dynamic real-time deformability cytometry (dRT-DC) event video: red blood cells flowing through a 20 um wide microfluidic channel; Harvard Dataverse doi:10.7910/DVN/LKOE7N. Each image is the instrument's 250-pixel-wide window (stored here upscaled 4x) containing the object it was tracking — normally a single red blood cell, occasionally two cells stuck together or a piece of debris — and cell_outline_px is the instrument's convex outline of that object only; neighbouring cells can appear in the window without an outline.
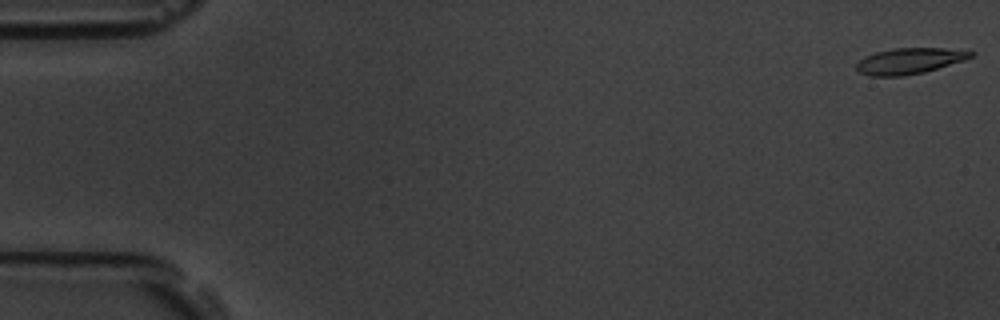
{"species": "common noctule bat (a hibernating species)", "species_latin": "Nyctalus noctula", "temperature_condition": "room temperature", "stored_images_in_passage": 17, "camera_frame_rate_fps": 3000, "um_per_image_px": 0.085, "animal": {"sex": "male", "body_mass_g": 19.5, "forearm_length_mm": 54.6}, "frame": {"image": 1, "passage_image": 1, "time_ms": 0.0, "image_size_px": [1000, 320], "cell_outline_px": [[976, 52], [972, 56], [964, 60], [924, 72], [904, 76], [868, 76], [860, 72], [856, 68], [856, 64], [864, 56], [876, 52], [892, 48], [944, 48]], "centroid_in_image_um": [77.27, 5.18], "position_along_channel_um": 7.7, "area_um2": 17.22}}
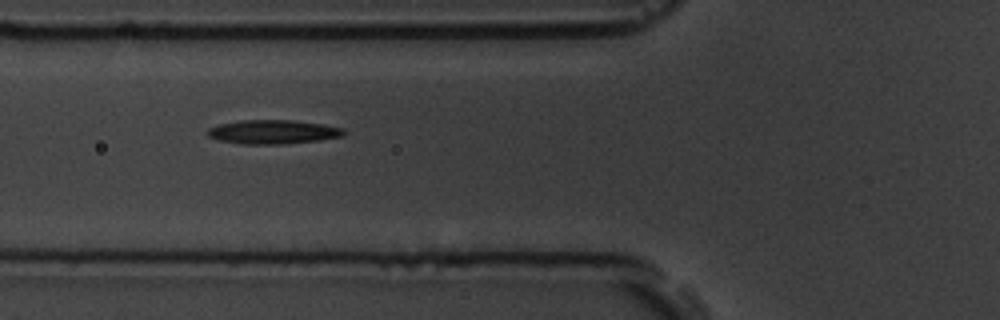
{"frame": {"image": 2, "passage_image": 7, "time_ms": 6.667, "image_size_px": [1000, 320], "cell_outline_px": [[344, 136], [320, 140], [284, 144], [240, 144], [220, 140], [208, 136], [204, 132], [208, 128], [220, 124], [240, 120], [292, 120], [324, 124], [344, 128]], "centroid_in_image_um": [23.2, 11.21], "position_along_channel_um": 102.6, "area_um2": 19.19}}
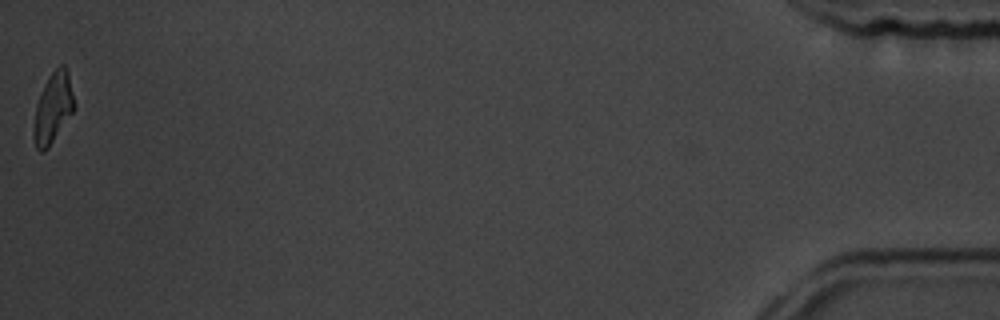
{"frame": {"image": 3, "passage_image": 17, "time_ms": 18.333, "image_size_px": [1000, 320], "cell_outline_px": [[76, 104], [72, 112], [48, 148], [44, 152], [40, 152], [36, 148], [32, 136], [32, 132], [36, 104], [40, 92], [48, 76], [60, 64], [64, 64], [68, 72]], "centroid_in_image_um": [4.48, 9.17], "position_along_channel_um": 430.7, "area_um2": 16.76}}